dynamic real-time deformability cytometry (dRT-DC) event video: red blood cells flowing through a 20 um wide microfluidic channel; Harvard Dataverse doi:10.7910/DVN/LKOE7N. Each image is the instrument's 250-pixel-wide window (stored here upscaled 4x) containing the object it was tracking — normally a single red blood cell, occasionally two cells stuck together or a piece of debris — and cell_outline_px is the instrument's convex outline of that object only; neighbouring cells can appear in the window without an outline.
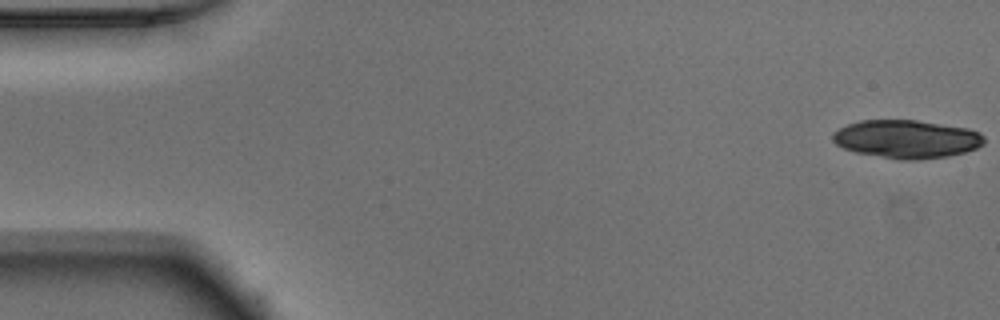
{"species": "Egyptian fruit bat (a non-hibernating species)", "species_latin": "Rousettus aegyptiacus", "temperature_condition": "warm", "stored_images_in_passage": 29, "camera_frame_rate_fps": 3000, "um_per_image_px": 0.085, "animal": {"sex": "male"}, "frame": {"image": 1, "passage_image": 1, "time_ms": 0.0, "image_size_px": [1000, 320], "cell_outline_px": [[984, 144], [976, 148], [964, 152], [948, 156], [920, 160], [900, 160], [856, 152], [844, 148], [836, 144], [832, 140], [832, 132], [848, 124], [860, 120], [916, 120], [968, 128], [980, 132], [984, 136]], "centroid_in_image_um": [77.07, 11.82], "position_along_channel_um": 7.9, "area_um2": 33.81}}
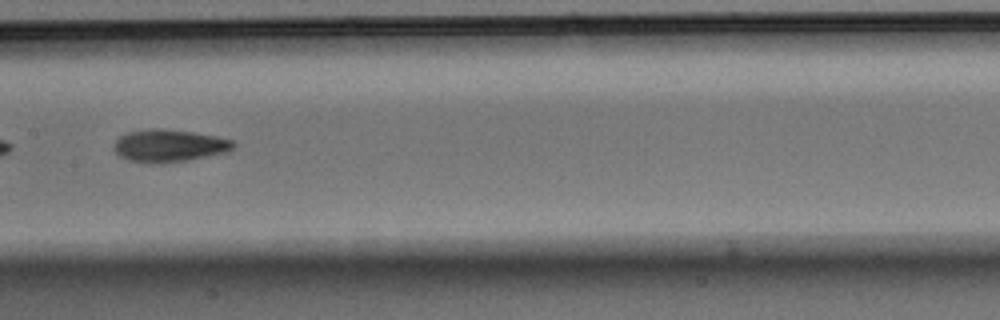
{"frame": {"image": 2, "passage_image": 26, "time_ms": 8.333, "image_size_px": [1000, 320], "cell_outline_px": [[236, 144], [228, 152], [188, 160], [164, 164], [148, 164], [128, 160], [120, 156], [112, 148], [116, 140], [124, 132], [152, 128], [192, 132], [216, 136], [236, 140]], "centroid_in_image_um": [14.36, 12.4], "position_along_channel_um": 193.0, "area_um2": 22.95}}